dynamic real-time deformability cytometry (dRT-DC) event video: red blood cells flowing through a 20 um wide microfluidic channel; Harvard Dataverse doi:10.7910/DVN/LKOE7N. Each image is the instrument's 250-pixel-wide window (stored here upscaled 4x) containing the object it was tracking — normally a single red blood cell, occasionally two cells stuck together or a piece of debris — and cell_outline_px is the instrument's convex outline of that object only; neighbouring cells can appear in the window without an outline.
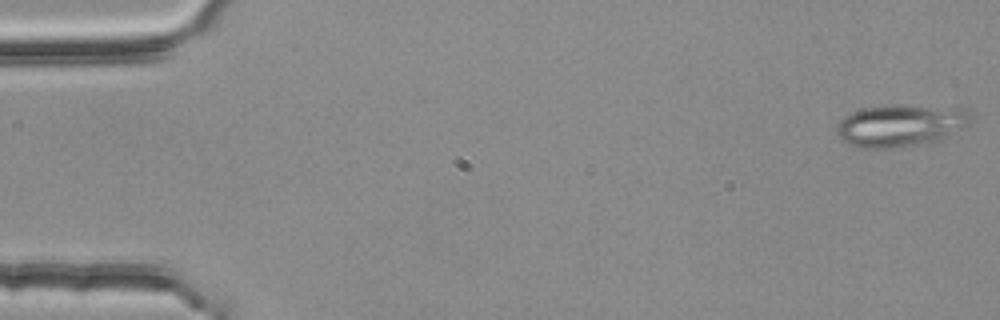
{"species": "common noctule bat (a hibernating species)", "species_latin": "Nyctalus noctula", "temperature_condition": "room temperature", "stored_images_in_passage": 16, "camera_frame_rate_fps": 3000, "um_per_image_px": 0.085, "animal": {"sex": "female", "body_mass_g": 25.1}, "frame": {"image": 1, "passage_image": 1, "time_ms": 0.0, "image_size_px": [1000, 320], "cell_outline_px": [[972, 124], [940, 140], [924, 144], [892, 148], [864, 148], [848, 144], [836, 132], [836, 124], [844, 116], [852, 112], [864, 108], [896, 104], [908, 104], [964, 108], [972, 112]], "centroid_in_image_um": [76.62, 10.64], "position_along_channel_um": 8.4, "area_um2": 33.64}}